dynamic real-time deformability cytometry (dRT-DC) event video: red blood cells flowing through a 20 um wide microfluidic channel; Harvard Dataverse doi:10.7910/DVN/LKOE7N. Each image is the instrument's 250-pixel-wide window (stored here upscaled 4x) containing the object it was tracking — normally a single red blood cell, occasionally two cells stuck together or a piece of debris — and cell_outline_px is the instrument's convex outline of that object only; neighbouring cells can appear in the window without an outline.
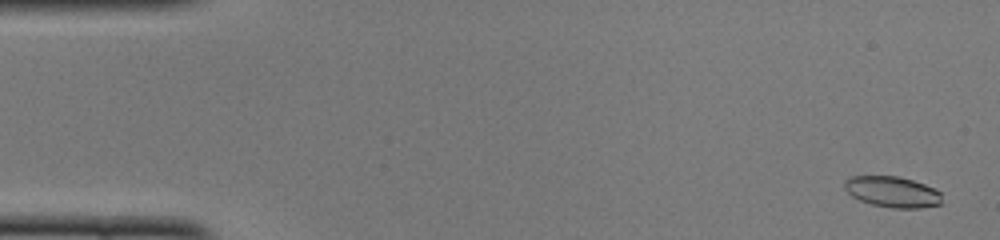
{"species": "common noctule bat (a hibernating species)", "species_latin": "Nyctalus noctula", "temperature_condition": "cold", "stored_images_in_passage": 51, "camera_frame_rate_fps": 3000, "um_per_image_px": 0.085, "animal": {"sex": "female", "body_mass_g": 22.0, "forearm_length_mm": 56.7}, "frame": {"image": 1, "passage_image": 2, "time_ms": 0.333, "image_size_px": [1000, 240], "cell_outline_px": [[940, 204], [920, 208], [892, 208], [872, 204], [860, 200], [852, 196], [844, 188], [844, 180], [852, 176], [900, 176], [924, 184], [940, 192]], "centroid_in_image_um": [75.82, 16.3], "position_along_channel_um": 9.2, "area_um2": 17.4}}
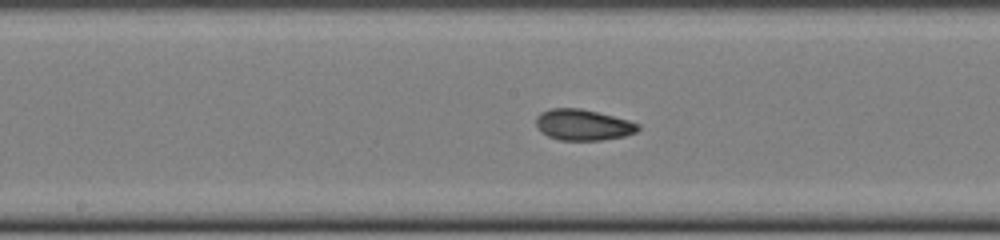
{"frame": {"image": 2, "passage_image": 26, "time_ms": 8.333, "image_size_px": [1000, 240], "cell_outline_px": [[640, 128], [636, 132], [624, 136], [600, 140], [560, 140], [548, 136], [540, 132], [536, 124], [536, 116], [540, 112], [552, 108], [580, 108], [628, 120], [640, 124]], "centroid_in_image_um": [49.53, 10.61], "position_along_channel_um": 198.7, "area_um2": 18.38}}
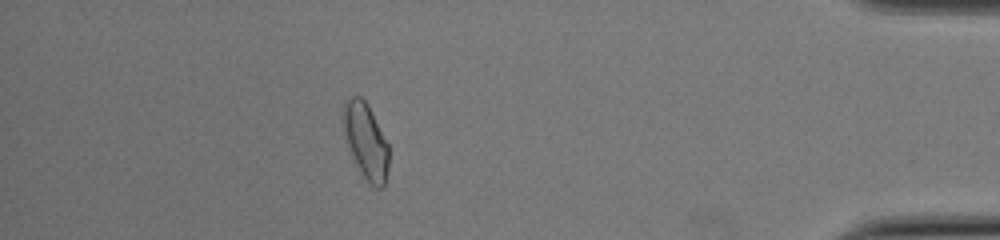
{"frame": {"image": 3, "passage_image": 45, "time_ms": 14.667, "image_size_px": [1000, 240], "cell_outline_px": [[388, 168], [384, 188], [376, 188], [364, 176], [356, 164], [348, 148], [344, 132], [344, 104], [348, 96], [360, 96], [368, 104], [388, 144]], "centroid_in_image_um": [31.1, 11.98], "position_along_channel_um": 404.1, "area_um2": 19.77}, "authors_computed_cell_mechanics": {"area_um2": 18.496, "velocity_mm_per_s": 3.9857, "shape_relaxation_time_tau1_ms": null, "shape_relaxation_time_tau2_ms": 1.5773, "deformation_change_tau1": null, "deformation_change_tau2": 0.064}}